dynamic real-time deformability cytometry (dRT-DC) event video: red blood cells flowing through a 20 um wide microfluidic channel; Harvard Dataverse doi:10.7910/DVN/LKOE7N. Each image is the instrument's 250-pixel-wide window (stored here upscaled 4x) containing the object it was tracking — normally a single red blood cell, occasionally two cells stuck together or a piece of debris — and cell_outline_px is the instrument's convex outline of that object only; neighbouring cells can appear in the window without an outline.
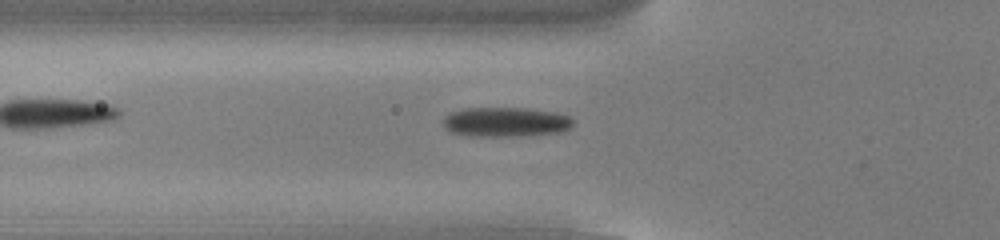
{"species": "common noctule bat (a hibernating species)", "species_latin": "Nyctalus noctula", "temperature_condition": "cold", "stored_images_in_passage": 42, "camera_frame_rate_fps": 3000, "um_per_image_px": 0.085, "animal": {"sex": "male", "body_mass_g": 13.0, "forearm_length_mm": 53.1}, "frame": {"image": 1, "passage_image": 7, "time_ms": 2.0, "image_size_px": [1000, 240], "cell_outline_px": [[572, 124], [568, 128], [560, 132], [520, 136], [468, 136], [452, 132], [444, 124], [444, 116], [452, 112], [464, 108], [528, 108], [556, 112], [568, 116], [572, 120]], "centroid_in_image_um": [42.98, 10.36], "position_along_channel_um": 82.8, "area_um2": 22.25}}
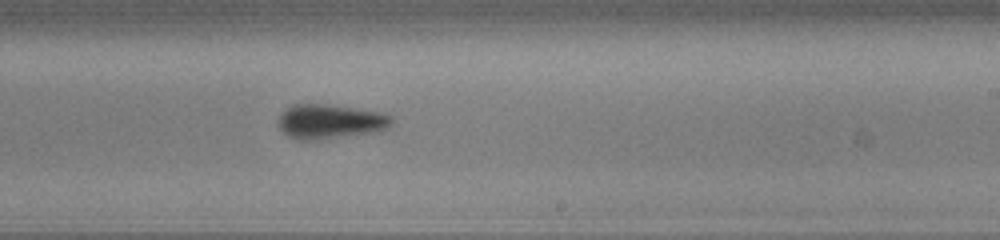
{"frame": {"image": 2, "passage_image": 21, "time_ms": 6.667, "image_size_px": [1000, 240], "cell_outline_px": [[392, 124], [388, 128], [380, 132], [312, 140], [300, 140], [288, 136], [280, 128], [276, 120], [280, 112], [292, 104], [324, 104], [384, 112], [392, 116]], "centroid_in_image_um": [28.07, 10.32], "position_along_channel_um": 260.9, "area_um2": 23.12}}
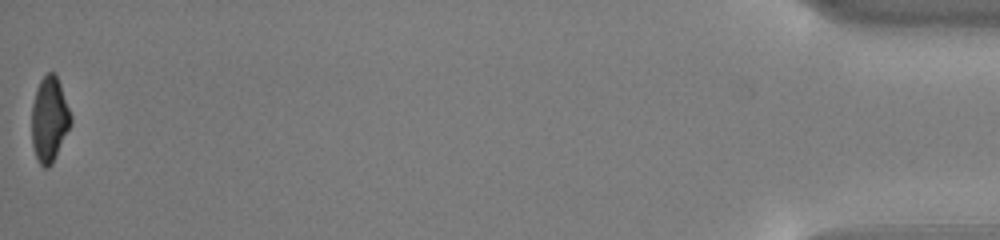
{"frame": {"image": 3, "passage_image": 42, "time_ms": 13.667, "image_size_px": [1000, 240], "cell_outline_px": [[72, 124], [52, 164], [48, 168], [44, 168], [40, 164], [36, 156], [32, 144], [32, 104], [36, 88], [40, 80], [48, 72], [52, 72], [56, 76], [60, 84], [72, 116]], "centroid_in_image_um": [4.2, 10.16], "position_along_channel_um": 431.0, "area_um2": 19.42}, "authors_computed_cell_mechanics": {"area_um2": 21.9351, "velocity_mm_per_s": 3.8134, "shape_relaxation_time_tau1_ms": 3.2411, "shape_relaxation_time_tau2_ms": 6.5292, "deformation_change_tau1": 0.107, "deformation_change_tau2": 0.1413}}